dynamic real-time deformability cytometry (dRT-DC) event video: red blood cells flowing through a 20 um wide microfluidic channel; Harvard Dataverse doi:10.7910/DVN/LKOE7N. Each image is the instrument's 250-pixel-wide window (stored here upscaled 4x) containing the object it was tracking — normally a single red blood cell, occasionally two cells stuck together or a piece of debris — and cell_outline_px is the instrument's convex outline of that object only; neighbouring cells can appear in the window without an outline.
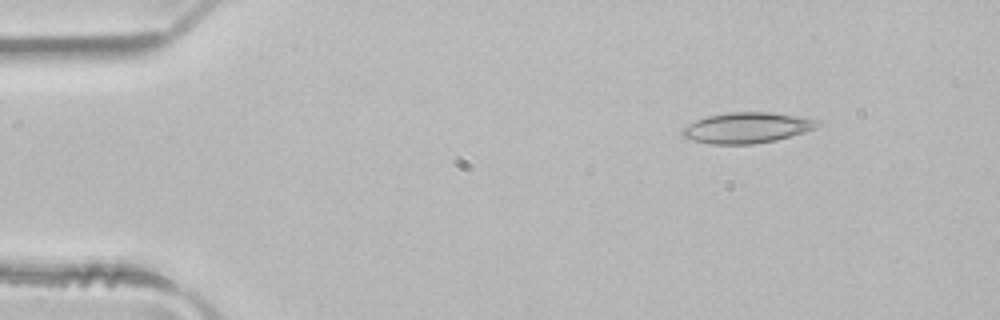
{"species": "common noctule bat (a hibernating species)", "species_latin": "Nyctalus noctula", "temperature_condition": "room temperature", "stored_images_in_passage": 3, "camera_frame_rate_fps": 3000, "um_per_image_px": 0.085, "animal": {"sex": "male", "body_mass_g": 21.5, "forearm_length_mm": 52.0}, "frame": {"image": 1, "passage_image": 1, "time_ms": 0.0, "image_size_px": [1000, 320], "cell_outline_px": [[824, 124], [816, 128], [804, 132], [776, 140], [752, 144], [712, 144], [692, 140], [680, 136], [680, 132], [688, 124], [696, 120], [708, 116], [728, 112], [772, 112], [800, 116], [824, 120]], "centroid_in_image_um": [63.55, 10.85], "position_along_channel_um": 21.4, "area_um2": 24.51}}